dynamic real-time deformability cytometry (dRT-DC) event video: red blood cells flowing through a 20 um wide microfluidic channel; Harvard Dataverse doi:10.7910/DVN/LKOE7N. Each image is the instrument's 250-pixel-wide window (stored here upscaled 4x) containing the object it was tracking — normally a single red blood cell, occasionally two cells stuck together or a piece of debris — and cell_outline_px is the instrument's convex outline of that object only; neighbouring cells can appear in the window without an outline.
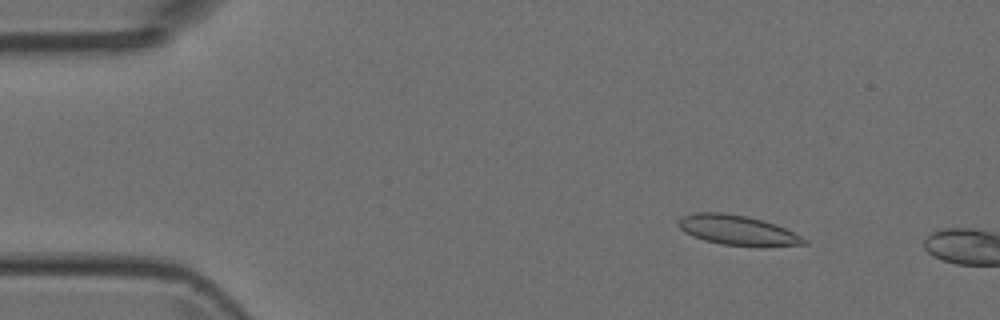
{"species": "Egyptian fruit bat (a non-hibernating species)", "species_latin": "Rousettus aegyptiacus", "temperature_condition": "room temperature", "stored_images_in_passage": 3, "camera_frame_rate_fps": 3000, "um_per_image_px": 0.085, "animal": {"sex": "female"}, "frame": {"image": 1, "passage_image": 2, "time_ms": 1.0, "image_size_px": [1000, 320], "cell_outline_px": [[808, 244], [764, 248], [760, 248], [720, 244], [704, 240], [692, 236], [684, 232], [676, 224], [676, 220], [680, 216], [692, 212], [720, 212], [748, 216], [764, 220], [776, 224], [808, 240]], "centroid_in_image_um": [62.67, 19.58], "position_along_channel_um": 22.3, "area_um2": 22.66}}